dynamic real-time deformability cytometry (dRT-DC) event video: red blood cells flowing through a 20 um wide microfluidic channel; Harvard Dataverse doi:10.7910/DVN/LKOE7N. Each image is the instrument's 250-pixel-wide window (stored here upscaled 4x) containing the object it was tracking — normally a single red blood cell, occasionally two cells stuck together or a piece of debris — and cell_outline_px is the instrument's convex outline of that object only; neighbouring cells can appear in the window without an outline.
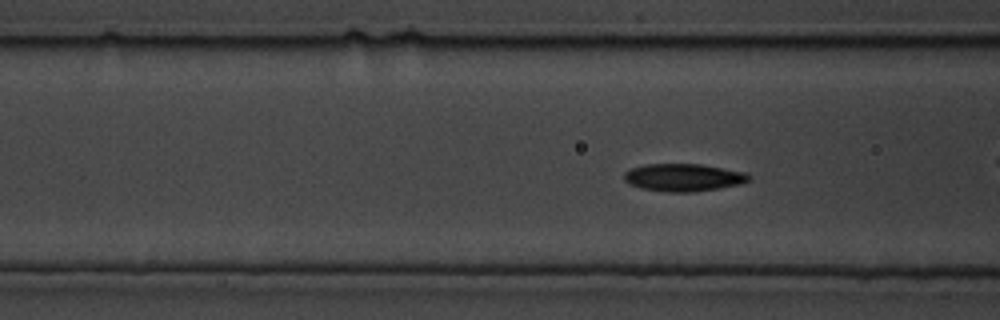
{"species": "common noctule bat (a hibernating species)", "species_latin": "Nyctalus noctula", "temperature_condition": "cold", "stored_images_in_passage": 68, "camera_frame_rate_fps": 3000, "um_per_image_px": 0.085, "animal": {"sex": "male", "body_mass_g": 19.5, "forearm_length_mm": 54.6}, "frame": {"image": 1, "passage_image": 10, "time_ms": 3.0, "image_size_px": [1000, 320], "cell_outline_px": [[752, 176], [748, 180], [740, 184], [692, 192], [668, 192], [640, 188], [628, 184], [624, 180], [624, 172], [632, 168], [644, 164], [700, 164], [748, 172]], "centroid_in_image_um": [58.08, 15.08], "position_along_channel_um": 108.5, "area_um2": 20.11}}
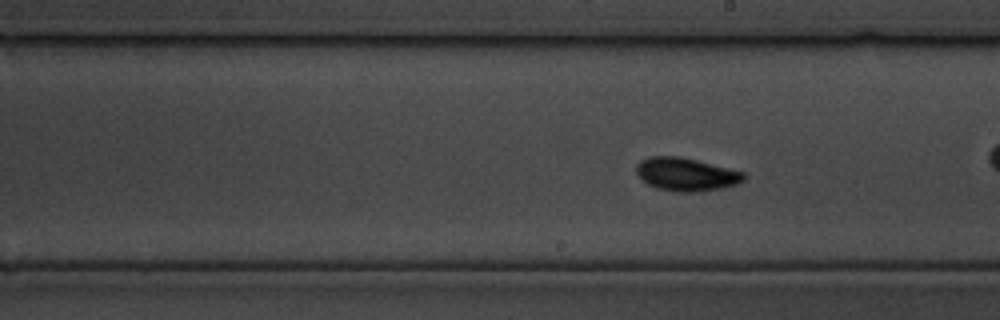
{"frame": {"image": 2, "passage_image": 27, "time_ms": 8.667, "image_size_px": [1000, 320], "cell_outline_px": [[748, 176], [744, 180], [736, 184], [724, 188], [700, 192], [676, 192], [656, 188], [640, 180], [636, 172], [636, 164], [640, 160], [648, 156], [680, 156], [744, 172]], "centroid_in_image_um": [58.3, 14.82], "position_along_channel_um": 230.7, "area_um2": 21.1}}
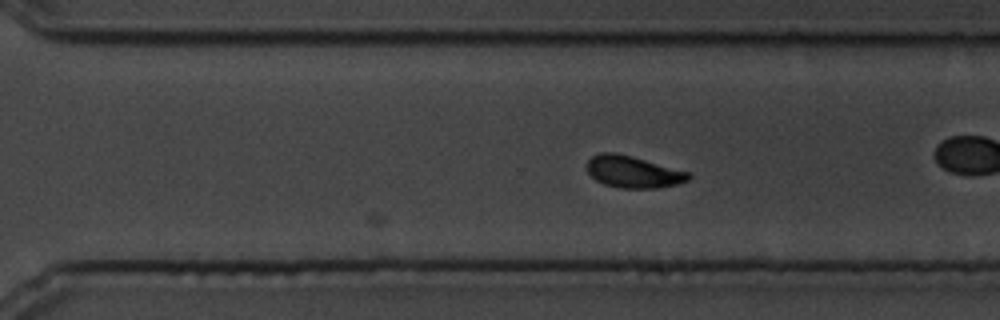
{"frame": {"image": 3, "passage_image": 39, "time_ms": 12.667, "image_size_px": [1000, 320], "cell_outline_px": [[692, 176], [688, 180], [676, 184], [656, 188], [620, 188], [604, 184], [596, 180], [588, 172], [588, 160], [592, 156], [600, 152], [616, 152], [632, 156], [692, 172]], "centroid_in_image_um": [53.85, 14.6], "position_along_channel_um": 316.7, "area_um2": 18.96}}